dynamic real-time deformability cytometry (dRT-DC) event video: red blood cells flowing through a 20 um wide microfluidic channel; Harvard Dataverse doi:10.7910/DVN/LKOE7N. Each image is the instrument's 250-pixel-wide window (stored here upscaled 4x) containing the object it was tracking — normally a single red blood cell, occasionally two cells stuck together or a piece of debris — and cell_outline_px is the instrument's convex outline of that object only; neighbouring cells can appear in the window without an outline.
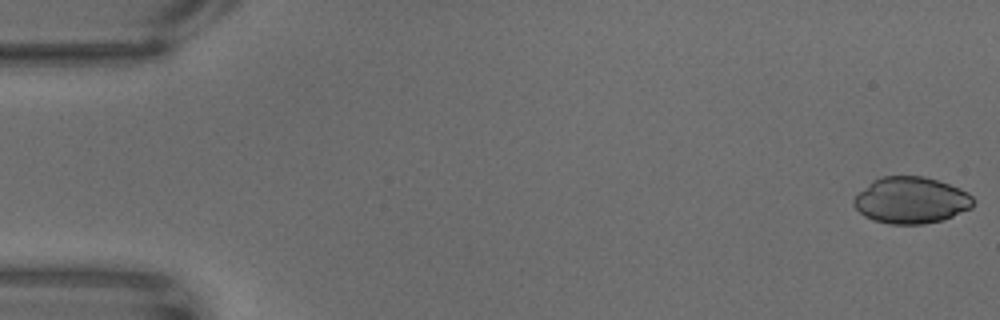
{"species": "common noctule bat (a hibernating species)", "species_latin": "Nyctalus noctula", "temperature_condition": "warm", "stored_images_in_passage": 19, "camera_frame_rate_fps": 3000, "um_per_image_px": 0.085, "animal": {"sex": "male", "body_mass_g": 18.8}, "frame": {"image": 1, "passage_image": 1, "time_ms": 0.0, "image_size_px": [1000, 320], "cell_outline_px": [[976, 200], [972, 208], [944, 220], [924, 224], [888, 224], [872, 220], [864, 216], [852, 204], [852, 200], [872, 180], [880, 176], [924, 176], [960, 188], [968, 192]], "centroid_in_image_um": [77.46, 17.03], "position_along_channel_um": 7.5, "area_um2": 32.66}}